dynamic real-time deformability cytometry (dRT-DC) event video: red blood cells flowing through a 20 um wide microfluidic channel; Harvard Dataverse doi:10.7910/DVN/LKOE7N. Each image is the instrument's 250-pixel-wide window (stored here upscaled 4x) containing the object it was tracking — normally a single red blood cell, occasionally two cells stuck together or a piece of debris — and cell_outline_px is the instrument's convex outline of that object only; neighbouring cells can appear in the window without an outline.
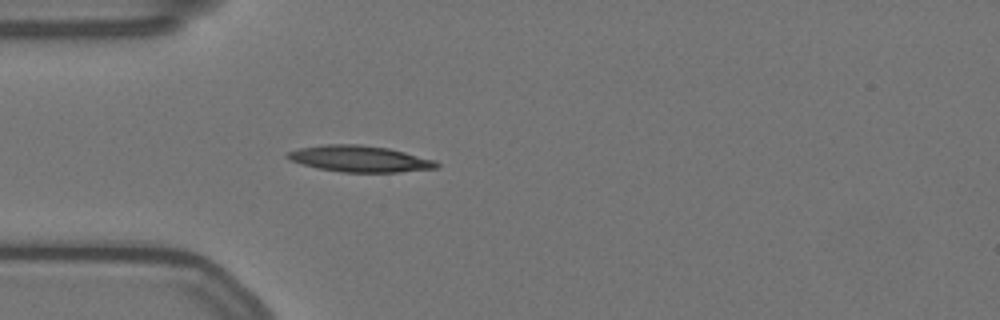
{"species": "Egyptian fruit bat (a non-hibernating species)", "species_latin": "Rousettus aegyptiacus", "temperature_condition": "warm", "stored_images_in_passage": 42, "camera_frame_rate_fps": 3000, "um_per_image_px": 0.085, "animal": {"sex": "female"}, "frame": {"image": 1, "passage_image": 1, "time_ms": 0.0, "image_size_px": [1000, 320], "cell_outline_px": [[440, 168], [400, 172], [340, 172], [316, 168], [288, 160], [284, 156], [288, 152], [300, 148], [324, 144], [360, 144], [388, 148], [436, 160], [440, 164]], "centroid_in_image_um": [30.58, 13.5], "position_along_channel_um": 54.4, "area_um2": 23.06}}
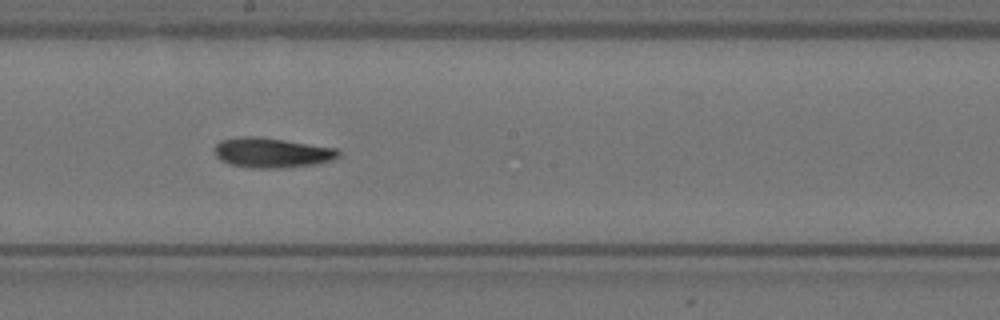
{"frame": {"image": 2, "passage_image": 16, "time_ms": 5.0, "image_size_px": [1000, 320], "cell_outline_px": [[340, 156], [332, 160], [316, 164], [288, 168], [252, 168], [228, 164], [220, 160], [216, 156], [212, 148], [220, 140], [236, 136], [256, 136], [284, 140], [336, 148], [340, 152]], "centroid_in_image_um": [23.06, 12.98], "position_along_channel_um": 225.1, "area_um2": 21.96}}
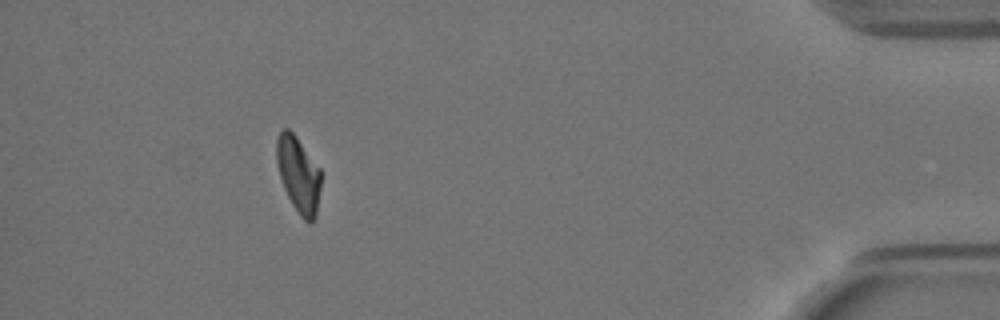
{"frame": {"image": 3, "passage_image": 37, "time_ms": 12.0, "image_size_px": [1000, 320], "cell_outline_px": [[324, 172], [316, 216], [308, 224], [300, 216], [292, 204], [284, 188], [276, 164], [276, 140], [280, 132], [284, 128], [288, 128], [296, 136]], "centroid_in_image_um": [25.41, 14.84], "position_along_channel_um": 409.8, "area_um2": 20.11}, "authors_computed_cell_mechanics": {"area_um2": 20.9236, "velocity_mm_per_s": 3.5, "shape_relaxation_time_tau1_ms": 6.3002, "shape_relaxation_time_tau2_ms": 5.3363, "deformation_change_tau1": 0.1913, "deformation_change_tau2": 0.1101}}